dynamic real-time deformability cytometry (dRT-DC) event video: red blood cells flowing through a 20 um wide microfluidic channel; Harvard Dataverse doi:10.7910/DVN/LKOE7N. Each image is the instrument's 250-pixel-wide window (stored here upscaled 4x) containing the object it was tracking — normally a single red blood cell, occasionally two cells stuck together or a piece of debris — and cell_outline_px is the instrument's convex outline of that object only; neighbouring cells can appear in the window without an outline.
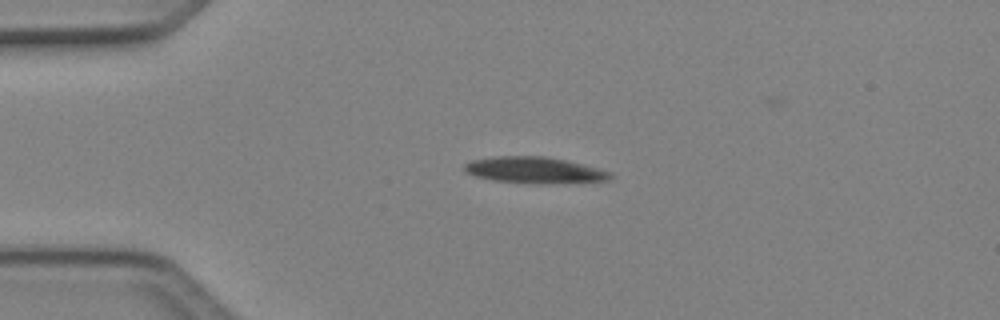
{"species": "Egyptian fruit bat (a non-hibernating species)", "species_latin": "Rousettus aegyptiacus", "temperature_condition": "cold", "stored_images_in_passage": 2, "camera_frame_rate_fps": 3000, "um_per_image_px": 0.085, "animal": {"sex": "female"}, "frame": {"image": 1, "passage_image": 1, "time_ms": 0.0, "image_size_px": [1000, 320], "cell_outline_px": [[612, 176], [608, 180], [548, 184], [536, 184], [492, 180], [476, 176], [464, 172], [464, 164], [472, 160], [492, 156], [544, 156], [584, 164], [600, 168], [612, 172]], "centroid_in_image_um": [45.43, 14.46], "position_along_channel_um": 39.6, "area_um2": 22.54}}